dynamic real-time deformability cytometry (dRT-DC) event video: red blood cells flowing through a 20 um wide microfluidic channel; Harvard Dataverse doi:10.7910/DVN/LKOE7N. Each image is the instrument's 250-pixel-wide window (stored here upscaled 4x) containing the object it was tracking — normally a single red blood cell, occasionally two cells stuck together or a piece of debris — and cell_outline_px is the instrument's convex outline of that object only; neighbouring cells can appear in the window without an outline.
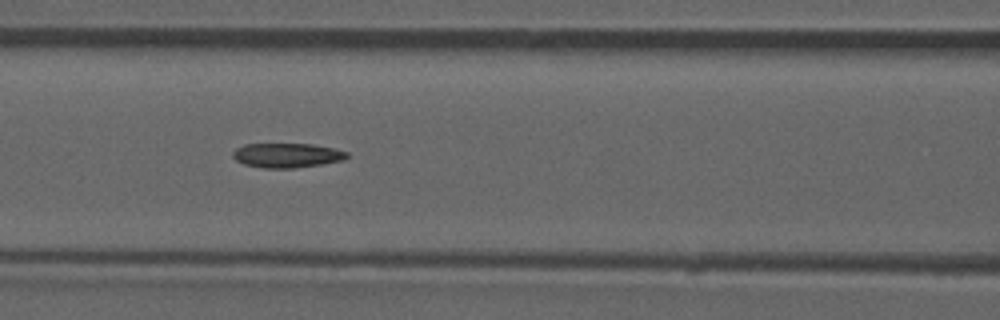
{"species": "common noctule bat (a hibernating species)", "species_latin": "Nyctalus noctula", "temperature_condition": "room temperature", "stored_images_in_passage": 36, "camera_frame_rate_fps": 3000, "um_per_image_px": 0.085, "animal": {"sex": "male", "forearm_length_mm": 52.5}, "frame": {"image": 1, "passage_image": 6, "time_ms": 1.667, "image_size_px": [1000, 320], "cell_outline_px": [[348, 156], [344, 160], [320, 164], [292, 168], [264, 168], [244, 164], [236, 160], [232, 156], [232, 152], [236, 148], [244, 144], [312, 144], [336, 148], [348, 152]], "centroid_in_image_um": [24.39, 13.19], "position_along_channel_um": 142.2, "area_um2": 16.3}}